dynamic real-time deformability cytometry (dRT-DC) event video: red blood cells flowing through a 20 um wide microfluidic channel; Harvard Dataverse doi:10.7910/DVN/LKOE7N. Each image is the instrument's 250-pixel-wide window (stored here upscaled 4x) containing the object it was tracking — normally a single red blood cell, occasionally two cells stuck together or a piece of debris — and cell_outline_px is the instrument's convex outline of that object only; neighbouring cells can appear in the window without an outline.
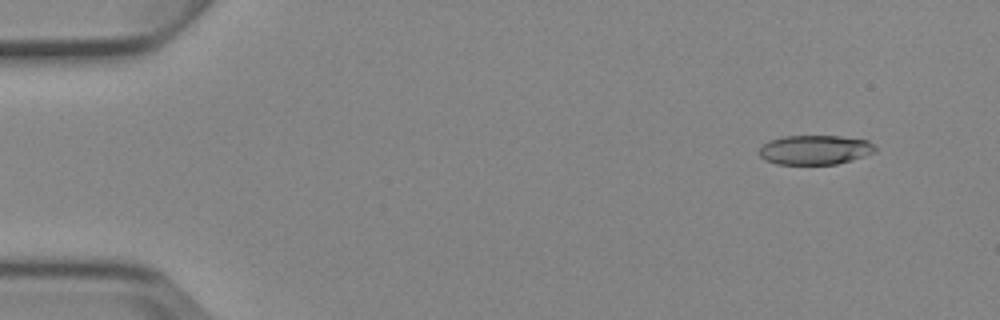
{"species": "Egyptian fruit bat (a non-hibernating species)", "species_latin": "Rousettus aegyptiacus", "temperature_condition": "cold", "stored_images_in_passage": 5, "camera_frame_rate_fps": 3000, "um_per_image_px": 0.085, "animal": {"sex": "female"}, "frame": {"image": 1, "passage_image": 2, "time_ms": 1.0, "image_size_px": [1000, 320], "cell_outline_px": [[876, 152], [852, 160], [836, 164], [776, 164], [764, 160], [756, 152], [768, 140], [784, 136], [840, 136], [868, 140], [876, 148]], "centroid_in_image_um": [69.24, 12.74], "position_along_channel_um": 15.8, "area_um2": 20.06}}
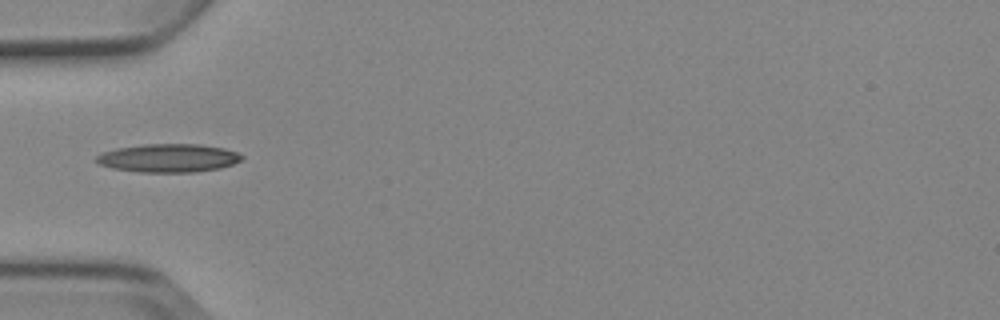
{"frame": {"image": 2, "passage_image": 5, "time_ms": 5.333, "image_size_px": [1000, 320], "cell_outline_px": [[244, 156], [240, 160], [232, 164], [220, 168], [196, 172], [140, 172], [112, 168], [100, 164], [96, 160], [96, 156], [100, 152], [116, 148], [144, 144], [200, 144], [224, 148], [236, 152]], "centroid_in_image_um": [14.3, 13.43], "position_along_channel_um": 70.7, "area_um2": 24.04}}